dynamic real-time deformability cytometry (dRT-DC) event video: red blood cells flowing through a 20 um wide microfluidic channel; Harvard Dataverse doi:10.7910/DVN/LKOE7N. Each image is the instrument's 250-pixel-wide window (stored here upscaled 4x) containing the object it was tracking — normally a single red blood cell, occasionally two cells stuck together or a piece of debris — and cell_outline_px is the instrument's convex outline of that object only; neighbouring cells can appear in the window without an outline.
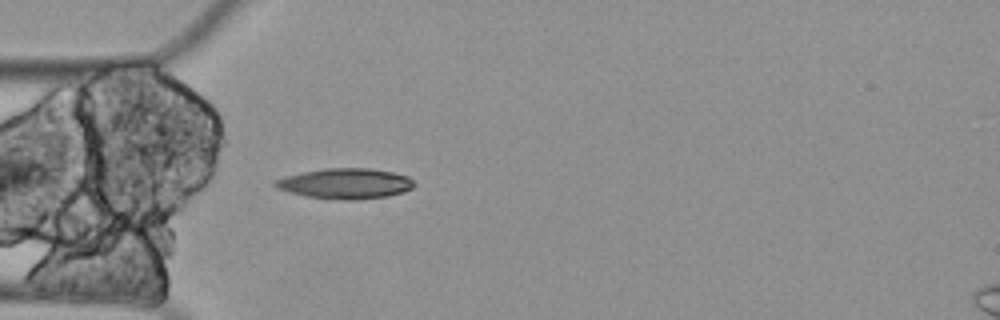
{"species": "Egyptian fruit bat (a non-hibernating species)", "species_latin": "Rousettus aegyptiacus", "temperature_condition": "cold", "stored_images_in_passage": 3, "camera_frame_rate_fps": 3000, "um_per_image_px": 0.085, "animal": {"sex": "female"}, "frame": {"image": 1, "passage_image": 3, "time_ms": 0.667, "image_size_px": [1000, 320], "cell_outline_px": [[416, 184], [412, 188], [404, 192], [388, 196], [360, 200], [344, 200], [308, 196], [276, 188], [272, 184], [272, 180], [284, 176], [324, 168], [372, 168], [392, 172], [408, 176]], "centroid_in_image_um": [29.37, 15.6], "position_along_channel_um": 55.6, "area_um2": 24.74}}